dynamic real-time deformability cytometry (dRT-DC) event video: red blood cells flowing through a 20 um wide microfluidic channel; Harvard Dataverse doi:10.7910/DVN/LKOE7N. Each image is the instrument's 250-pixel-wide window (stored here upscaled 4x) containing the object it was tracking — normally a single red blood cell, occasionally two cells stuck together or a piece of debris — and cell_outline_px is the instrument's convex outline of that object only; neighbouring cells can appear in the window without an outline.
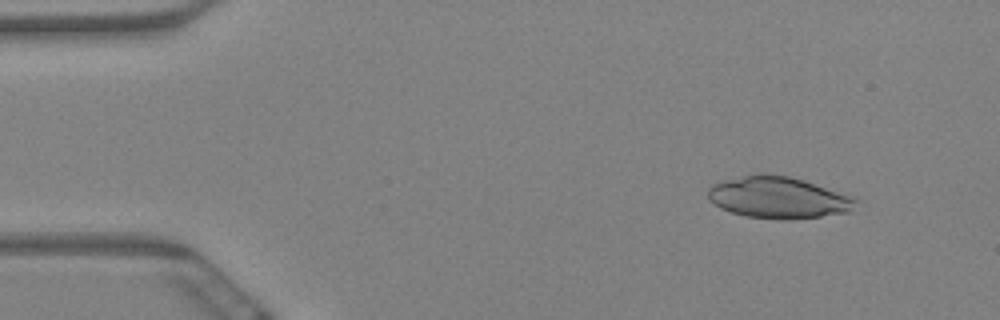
{"species": "Egyptian fruit bat (a non-hibernating species)", "species_latin": "Rousettus aegyptiacus", "temperature_condition": "warm", "stored_images_in_passage": 9, "camera_frame_rate_fps": 3000, "um_per_image_px": 0.085, "animal": {"sex": "female"}, "frame": {"image": 1, "passage_image": 2, "time_ms": 0.333, "image_size_px": [1000, 320], "cell_outline_px": [[860, 200], [848, 212], [820, 216], [788, 220], [776, 220], [744, 216], [720, 208], [708, 200], [708, 188], [712, 184], [724, 180], [756, 172], [764, 172], [788, 176], [804, 180], [852, 196]], "centroid_in_image_um": [66.12, 16.78], "position_along_channel_um": 18.9, "area_um2": 36.3}}